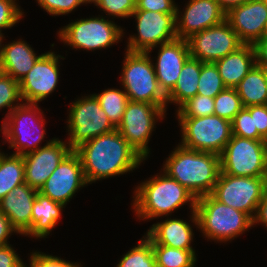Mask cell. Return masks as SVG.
<instances>
[{
	"label": "cell",
	"instance_id": "1",
	"mask_svg": "<svg viewBox=\"0 0 267 267\" xmlns=\"http://www.w3.org/2000/svg\"><path fill=\"white\" fill-rule=\"evenodd\" d=\"M80 157L87 184L123 175L145 160L115 129L74 150Z\"/></svg>",
	"mask_w": 267,
	"mask_h": 267
},
{
	"label": "cell",
	"instance_id": "2",
	"mask_svg": "<svg viewBox=\"0 0 267 267\" xmlns=\"http://www.w3.org/2000/svg\"><path fill=\"white\" fill-rule=\"evenodd\" d=\"M162 168L196 199L209 195L221 172L220 155L188 149L180 144L171 151Z\"/></svg>",
	"mask_w": 267,
	"mask_h": 267
},
{
	"label": "cell",
	"instance_id": "3",
	"mask_svg": "<svg viewBox=\"0 0 267 267\" xmlns=\"http://www.w3.org/2000/svg\"><path fill=\"white\" fill-rule=\"evenodd\" d=\"M134 212L140 220L166 217L184 204L195 211L196 198L177 180L165 172L140 183L134 190Z\"/></svg>",
	"mask_w": 267,
	"mask_h": 267
},
{
	"label": "cell",
	"instance_id": "4",
	"mask_svg": "<svg viewBox=\"0 0 267 267\" xmlns=\"http://www.w3.org/2000/svg\"><path fill=\"white\" fill-rule=\"evenodd\" d=\"M190 219L205 238L220 243L232 241L253 227L248 214L221 203L211 194L196 199Z\"/></svg>",
	"mask_w": 267,
	"mask_h": 267
},
{
	"label": "cell",
	"instance_id": "5",
	"mask_svg": "<svg viewBox=\"0 0 267 267\" xmlns=\"http://www.w3.org/2000/svg\"><path fill=\"white\" fill-rule=\"evenodd\" d=\"M124 57L119 78L129 101L154 104L166 112L167 97L159 87L149 54L126 50Z\"/></svg>",
	"mask_w": 267,
	"mask_h": 267
},
{
	"label": "cell",
	"instance_id": "6",
	"mask_svg": "<svg viewBox=\"0 0 267 267\" xmlns=\"http://www.w3.org/2000/svg\"><path fill=\"white\" fill-rule=\"evenodd\" d=\"M41 111L38 104L21 102L2 123L0 131L9 149H15L13 154L24 156L42 147L39 144L46 135V122Z\"/></svg>",
	"mask_w": 267,
	"mask_h": 267
},
{
	"label": "cell",
	"instance_id": "7",
	"mask_svg": "<svg viewBox=\"0 0 267 267\" xmlns=\"http://www.w3.org/2000/svg\"><path fill=\"white\" fill-rule=\"evenodd\" d=\"M181 128L180 145L220 155L232 137L231 121L216 115L177 117Z\"/></svg>",
	"mask_w": 267,
	"mask_h": 267
},
{
	"label": "cell",
	"instance_id": "8",
	"mask_svg": "<svg viewBox=\"0 0 267 267\" xmlns=\"http://www.w3.org/2000/svg\"><path fill=\"white\" fill-rule=\"evenodd\" d=\"M124 29L115 22L99 17L77 19L58 31L59 39L72 49L98 50L109 48L124 36Z\"/></svg>",
	"mask_w": 267,
	"mask_h": 267
},
{
	"label": "cell",
	"instance_id": "9",
	"mask_svg": "<svg viewBox=\"0 0 267 267\" xmlns=\"http://www.w3.org/2000/svg\"><path fill=\"white\" fill-rule=\"evenodd\" d=\"M68 113L67 144L72 150L95 137L116 129L93 94L82 96L72 102Z\"/></svg>",
	"mask_w": 267,
	"mask_h": 267
},
{
	"label": "cell",
	"instance_id": "10",
	"mask_svg": "<svg viewBox=\"0 0 267 267\" xmlns=\"http://www.w3.org/2000/svg\"><path fill=\"white\" fill-rule=\"evenodd\" d=\"M221 172L232 176L267 177L265 140L232 135L220 154Z\"/></svg>",
	"mask_w": 267,
	"mask_h": 267
},
{
	"label": "cell",
	"instance_id": "11",
	"mask_svg": "<svg viewBox=\"0 0 267 267\" xmlns=\"http://www.w3.org/2000/svg\"><path fill=\"white\" fill-rule=\"evenodd\" d=\"M267 191V177L232 176L220 172L211 195L221 203L248 214L252 219Z\"/></svg>",
	"mask_w": 267,
	"mask_h": 267
},
{
	"label": "cell",
	"instance_id": "12",
	"mask_svg": "<svg viewBox=\"0 0 267 267\" xmlns=\"http://www.w3.org/2000/svg\"><path fill=\"white\" fill-rule=\"evenodd\" d=\"M165 113L161 107L154 104L129 101L116 129L146 160L150 153L148 143L156 128L154 126L159 119L163 120Z\"/></svg>",
	"mask_w": 267,
	"mask_h": 267
},
{
	"label": "cell",
	"instance_id": "13",
	"mask_svg": "<svg viewBox=\"0 0 267 267\" xmlns=\"http://www.w3.org/2000/svg\"><path fill=\"white\" fill-rule=\"evenodd\" d=\"M133 16L138 33L127 38V51L150 54L159 45L177 38L176 14L135 10Z\"/></svg>",
	"mask_w": 267,
	"mask_h": 267
},
{
	"label": "cell",
	"instance_id": "14",
	"mask_svg": "<svg viewBox=\"0 0 267 267\" xmlns=\"http://www.w3.org/2000/svg\"><path fill=\"white\" fill-rule=\"evenodd\" d=\"M187 42L190 57L212 63L244 45L226 19L218 25L193 34Z\"/></svg>",
	"mask_w": 267,
	"mask_h": 267
},
{
	"label": "cell",
	"instance_id": "15",
	"mask_svg": "<svg viewBox=\"0 0 267 267\" xmlns=\"http://www.w3.org/2000/svg\"><path fill=\"white\" fill-rule=\"evenodd\" d=\"M60 58L65 59L51 50L43 53L33 68L19 81L23 102L38 104L56 90Z\"/></svg>",
	"mask_w": 267,
	"mask_h": 267
},
{
	"label": "cell",
	"instance_id": "16",
	"mask_svg": "<svg viewBox=\"0 0 267 267\" xmlns=\"http://www.w3.org/2000/svg\"><path fill=\"white\" fill-rule=\"evenodd\" d=\"M87 184L79 155L72 150L49 176L38 192L67 205L75 193Z\"/></svg>",
	"mask_w": 267,
	"mask_h": 267
},
{
	"label": "cell",
	"instance_id": "17",
	"mask_svg": "<svg viewBox=\"0 0 267 267\" xmlns=\"http://www.w3.org/2000/svg\"><path fill=\"white\" fill-rule=\"evenodd\" d=\"M72 151L66 141L52 138L38 150L23 156L25 183L37 191L61 161Z\"/></svg>",
	"mask_w": 267,
	"mask_h": 267
},
{
	"label": "cell",
	"instance_id": "18",
	"mask_svg": "<svg viewBox=\"0 0 267 267\" xmlns=\"http://www.w3.org/2000/svg\"><path fill=\"white\" fill-rule=\"evenodd\" d=\"M188 2L185 10L183 9L184 13L177 6V38L187 40L193 34L218 25L226 19V13L216 0H190Z\"/></svg>",
	"mask_w": 267,
	"mask_h": 267
},
{
	"label": "cell",
	"instance_id": "19",
	"mask_svg": "<svg viewBox=\"0 0 267 267\" xmlns=\"http://www.w3.org/2000/svg\"><path fill=\"white\" fill-rule=\"evenodd\" d=\"M226 20L244 44H255L267 34V6L263 0H249L226 14Z\"/></svg>",
	"mask_w": 267,
	"mask_h": 267
},
{
	"label": "cell",
	"instance_id": "20",
	"mask_svg": "<svg viewBox=\"0 0 267 267\" xmlns=\"http://www.w3.org/2000/svg\"><path fill=\"white\" fill-rule=\"evenodd\" d=\"M158 47L155 74L160 89L167 95L174 88L184 63L190 57L189 46L187 40L176 38Z\"/></svg>",
	"mask_w": 267,
	"mask_h": 267
},
{
	"label": "cell",
	"instance_id": "21",
	"mask_svg": "<svg viewBox=\"0 0 267 267\" xmlns=\"http://www.w3.org/2000/svg\"><path fill=\"white\" fill-rule=\"evenodd\" d=\"M37 192L27 183H23L0 200V211L20 235H25L31 228L32 206Z\"/></svg>",
	"mask_w": 267,
	"mask_h": 267
},
{
	"label": "cell",
	"instance_id": "22",
	"mask_svg": "<svg viewBox=\"0 0 267 267\" xmlns=\"http://www.w3.org/2000/svg\"><path fill=\"white\" fill-rule=\"evenodd\" d=\"M145 236L152 245H164L182 250H195L191 243L194 233L192 226L183 219L167 218L154 223Z\"/></svg>",
	"mask_w": 267,
	"mask_h": 267
},
{
	"label": "cell",
	"instance_id": "23",
	"mask_svg": "<svg viewBox=\"0 0 267 267\" xmlns=\"http://www.w3.org/2000/svg\"><path fill=\"white\" fill-rule=\"evenodd\" d=\"M36 55L34 49L22 39L5 44L0 55L1 72L19 82L43 54Z\"/></svg>",
	"mask_w": 267,
	"mask_h": 267
},
{
	"label": "cell",
	"instance_id": "24",
	"mask_svg": "<svg viewBox=\"0 0 267 267\" xmlns=\"http://www.w3.org/2000/svg\"><path fill=\"white\" fill-rule=\"evenodd\" d=\"M226 87L235 88L256 64L253 44H244L237 51L214 62Z\"/></svg>",
	"mask_w": 267,
	"mask_h": 267
},
{
	"label": "cell",
	"instance_id": "25",
	"mask_svg": "<svg viewBox=\"0 0 267 267\" xmlns=\"http://www.w3.org/2000/svg\"><path fill=\"white\" fill-rule=\"evenodd\" d=\"M65 205L53 201L50 197L37 192L32 206L31 228L25 236L37 239L47 238L61 218V212Z\"/></svg>",
	"mask_w": 267,
	"mask_h": 267
},
{
	"label": "cell",
	"instance_id": "26",
	"mask_svg": "<svg viewBox=\"0 0 267 267\" xmlns=\"http://www.w3.org/2000/svg\"><path fill=\"white\" fill-rule=\"evenodd\" d=\"M202 63L192 57L186 60L174 88L166 95L167 105L174 103L179 108L188 99L197 95Z\"/></svg>",
	"mask_w": 267,
	"mask_h": 267
},
{
	"label": "cell",
	"instance_id": "27",
	"mask_svg": "<svg viewBox=\"0 0 267 267\" xmlns=\"http://www.w3.org/2000/svg\"><path fill=\"white\" fill-rule=\"evenodd\" d=\"M244 107L267 105V83L262 67L255 64L235 87Z\"/></svg>",
	"mask_w": 267,
	"mask_h": 267
},
{
	"label": "cell",
	"instance_id": "28",
	"mask_svg": "<svg viewBox=\"0 0 267 267\" xmlns=\"http://www.w3.org/2000/svg\"><path fill=\"white\" fill-rule=\"evenodd\" d=\"M25 183L24 159L18 154L0 151V200L16 186Z\"/></svg>",
	"mask_w": 267,
	"mask_h": 267
},
{
	"label": "cell",
	"instance_id": "29",
	"mask_svg": "<svg viewBox=\"0 0 267 267\" xmlns=\"http://www.w3.org/2000/svg\"><path fill=\"white\" fill-rule=\"evenodd\" d=\"M98 100L100 107L108 116L111 123L117 128L121 123L129 98L123 91L117 88H108L100 94H93Z\"/></svg>",
	"mask_w": 267,
	"mask_h": 267
},
{
	"label": "cell",
	"instance_id": "30",
	"mask_svg": "<svg viewBox=\"0 0 267 267\" xmlns=\"http://www.w3.org/2000/svg\"><path fill=\"white\" fill-rule=\"evenodd\" d=\"M157 267H194L195 250H182L164 245H152Z\"/></svg>",
	"mask_w": 267,
	"mask_h": 267
},
{
	"label": "cell",
	"instance_id": "31",
	"mask_svg": "<svg viewBox=\"0 0 267 267\" xmlns=\"http://www.w3.org/2000/svg\"><path fill=\"white\" fill-rule=\"evenodd\" d=\"M143 238L122 256L116 267H157L152 242L146 236Z\"/></svg>",
	"mask_w": 267,
	"mask_h": 267
},
{
	"label": "cell",
	"instance_id": "32",
	"mask_svg": "<svg viewBox=\"0 0 267 267\" xmlns=\"http://www.w3.org/2000/svg\"><path fill=\"white\" fill-rule=\"evenodd\" d=\"M226 86L219 74L215 63L203 62L201 66V73L198 81L197 94L215 98Z\"/></svg>",
	"mask_w": 267,
	"mask_h": 267
},
{
	"label": "cell",
	"instance_id": "33",
	"mask_svg": "<svg viewBox=\"0 0 267 267\" xmlns=\"http://www.w3.org/2000/svg\"><path fill=\"white\" fill-rule=\"evenodd\" d=\"M243 107L235 88L226 87L214 98V115L229 121H232Z\"/></svg>",
	"mask_w": 267,
	"mask_h": 267
},
{
	"label": "cell",
	"instance_id": "34",
	"mask_svg": "<svg viewBox=\"0 0 267 267\" xmlns=\"http://www.w3.org/2000/svg\"><path fill=\"white\" fill-rule=\"evenodd\" d=\"M20 102L23 101L20 94L19 82L9 75L0 72V109L9 108L7 115L2 120L3 123L8 114L17 107Z\"/></svg>",
	"mask_w": 267,
	"mask_h": 267
},
{
	"label": "cell",
	"instance_id": "35",
	"mask_svg": "<svg viewBox=\"0 0 267 267\" xmlns=\"http://www.w3.org/2000/svg\"><path fill=\"white\" fill-rule=\"evenodd\" d=\"M177 117H204L214 115V98L197 94L177 110Z\"/></svg>",
	"mask_w": 267,
	"mask_h": 267
},
{
	"label": "cell",
	"instance_id": "36",
	"mask_svg": "<svg viewBox=\"0 0 267 267\" xmlns=\"http://www.w3.org/2000/svg\"><path fill=\"white\" fill-rule=\"evenodd\" d=\"M231 126L232 135L252 140H265L257 129H254L253 118L246 107H243L233 118Z\"/></svg>",
	"mask_w": 267,
	"mask_h": 267
},
{
	"label": "cell",
	"instance_id": "37",
	"mask_svg": "<svg viewBox=\"0 0 267 267\" xmlns=\"http://www.w3.org/2000/svg\"><path fill=\"white\" fill-rule=\"evenodd\" d=\"M95 6L102 9L107 16L117 18L131 17L136 9L134 0H99Z\"/></svg>",
	"mask_w": 267,
	"mask_h": 267
},
{
	"label": "cell",
	"instance_id": "38",
	"mask_svg": "<svg viewBox=\"0 0 267 267\" xmlns=\"http://www.w3.org/2000/svg\"><path fill=\"white\" fill-rule=\"evenodd\" d=\"M23 14L16 0H0V31L13 27Z\"/></svg>",
	"mask_w": 267,
	"mask_h": 267
},
{
	"label": "cell",
	"instance_id": "39",
	"mask_svg": "<svg viewBox=\"0 0 267 267\" xmlns=\"http://www.w3.org/2000/svg\"><path fill=\"white\" fill-rule=\"evenodd\" d=\"M37 3L49 15L60 16L70 14L79 5L84 4L82 0H36Z\"/></svg>",
	"mask_w": 267,
	"mask_h": 267
},
{
	"label": "cell",
	"instance_id": "40",
	"mask_svg": "<svg viewBox=\"0 0 267 267\" xmlns=\"http://www.w3.org/2000/svg\"><path fill=\"white\" fill-rule=\"evenodd\" d=\"M28 267H81V264L66 261L60 257L52 256L43 252H32ZM23 267H27L23 263Z\"/></svg>",
	"mask_w": 267,
	"mask_h": 267
},
{
	"label": "cell",
	"instance_id": "41",
	"mask_svg": "<svg viewBox=\"0 0 267 267\" xmlns=\"http://www.w3.org/2000/svg\"><path fill=\"white\" fill-rule=\"evenodd\" d=\"M135 10L154 11L165 14H176L177 4L174 0H139Z\"/></svg>",
	"mask_w": 267,
	"mask_h": 267
},
{
	"label": "cell",
	"instance_id": "42",
	"mask_svg": "<svg viewBox=\"0 0 267 267\" xmlns=\"http://www.w3.org/2000/svg\"><path fill=\"white\" fill-rule=\"evenodd\" d=\"M253 118L254 129L264 138H267V105H253L246 107Z\"/></svg>",
	"mask_w": 267,
	"mask_h": 267
},
{
	"label": "cell",
	"instance_id": "43",
	"mask_svg": "<svg viewBox=\"0 0 267 267\" xmlns=\"http://www.w3.org/2000/svg\"><path fill=\"white\" fill-rule=\"evenodd\" d=\"M23 263L10 244L0 246V267H23Z\"/></svg>",
	"mask_w": 267,
	"mask_h": 267
},
{
	"label": "cell",
	"instance_id": "44",
	"mask_svg": "<svg viewBox=\"0 0 267 267\" xmlns=\"http://www.w3.org/2000/svg\"><path fill=\"white\" fill-rule=\"evenodd\" d=\"M13 232L18 233L9 219L0 211V246L9 244L8 239Z\"/></svg>",
	"mask_w": 267,
	"mask_h": 267
},
{
	"label": "cell",
	"instance_id": "45",
	"mask_svg": "<svg viewBox=\"0 0 267 267\" xmlns=\"http://www.w3.org/2000/svg\"><path fill=\"white\" fill-rule=\"evenodd\" d=\"M256 64L258 66H267V34L259 39L255 44Z\"/></svg>",
	"mask_w": 267,
	"mask_h": 267
},
{
	"label": "cell",
	"instance_id": "46",
	"mask_svg": "<svg viewBox=\"0 0 267 267\" xmlns=\"http://www.w3.org/2000/svg\"><path fill=\"white\" fill-rule=\"evenodd\" d=\"M257 223L267 228V191L264 193L262 200L257 206L256 213L253 217V226Z\"/></svg>",
	"mask_w": 267,
	"mask_h": 267
},
{
	"label": "cell",
	"instance_id": "47",
	"mask_svg": "<svg viewBox=\"0 0 267 267\" xmlns=\"http://www.w3.org/2000/svg\"><path fill=\"white\" fill-rule=\"evenodd\" d=\"M221 9L227 14L232 8L246 3L249 0H216Z\"/></svg>",
	"mask_w": 267,
	"mask_h": 267
},
{
	"label": "cell",
	"instance_id": "48",
	"mask_svg": "<svg viewBox=\"0 0 267 267\" xmlns=\"http://www.w3.org/2000/svg\"><path fill=\"white\" fill-rule=\"evenodd\" d=\"M3 38H4V35L2 34V31H0V55H1L2 50H3V45H2Z\"/></svg>",
	"mask_w": 267,
	"mask_h": 267
},
{
	"label": "cell",
	"instance_id": "49",
	"mask_svg": "<svg viewBox=\"0 0 267 267\" xmlns=\"http://www.w3.org/2000/svg\"><path fill=\"white\" fill-rule=\"evenodd\" d=\"M85 4L88 3H94V5L99 1V0H82Z\"/></svg>",
	"mask_w": 267,
	"mask_h": 267
},
{
	"label": "cell",
	"instance_id": "50",
	"mask_svg": "<svg viewBox=\"0 0 267 267\" xmlns=\"http://www.w3.org/2000/svg\"><path fill=\"white\" fill-rule=\"evenodd\" d=\"M263 69V73L265 75L266 83H267V66H260Z\"/></svg>",
	"mask_w": 267,
	"mask_h": 267
},
{
	"label": "cell",
	"instance_id": "51",
	"mask_svg": "<svg viewBox=\"0 0 267 267\" xmlns=\"http://www.w3.org/2000/svg\"><path fill=\"white\" fill-rule=\"evenodd\" d=\"M264 4L267 6V0H263Z\"/></svg>",
	"mask_w": 267,
	"mask_h": 267
}]
</instances>
